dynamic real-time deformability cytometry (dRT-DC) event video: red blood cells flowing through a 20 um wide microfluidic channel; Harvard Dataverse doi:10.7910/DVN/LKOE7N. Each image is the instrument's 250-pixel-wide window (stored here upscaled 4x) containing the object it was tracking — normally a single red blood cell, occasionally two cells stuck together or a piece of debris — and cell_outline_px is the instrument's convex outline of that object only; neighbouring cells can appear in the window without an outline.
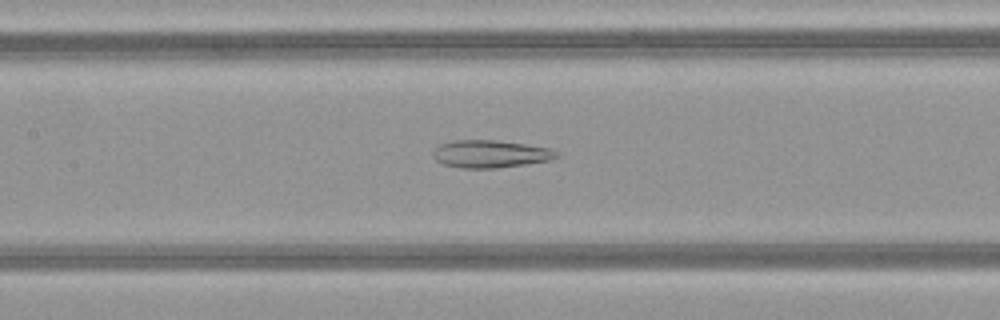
{"species": "common noctule bat (a hibernating species)", "species_latin": "Nyctalus noctula", "temperature_condition": "warm", "stored_images_in_passage": 48, "camera_frame_rate_fps": 3000, "um_per_image_px": 0.085, "animal": {"sex": "female", "body_mass_g": 21.9}, "frame": {"image": 1, "passage_image": 22, "time_ms": 7.0, "image_size_px": [1000, 320], "cell_outline_px": [[560, 156], [552, 160], [496, 168], [460, 168], [444, 164], [436, 160], [432, 156], [432, 152], [440, 144], [452, 140], [496, 140], [524, 144], [548, 148], [560, 152]], "centroid_in_image_um": [41.69, 13.08], "position_along_channel_um": 165.7, "area_um2": 19.88}}
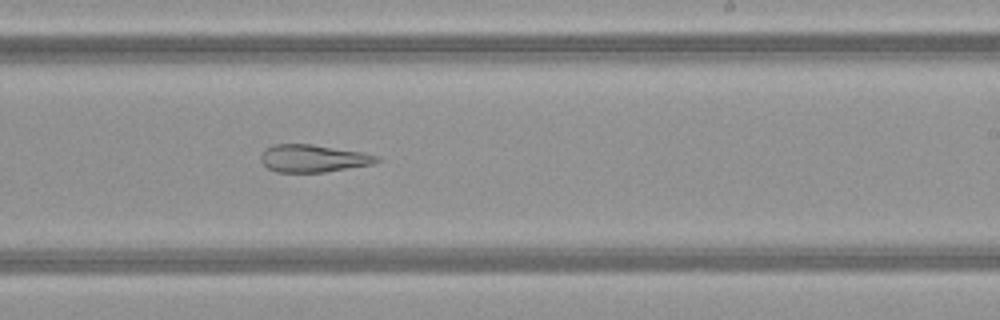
{"frame": {"image": 2, "passage_image": 29, "time_ms": 9.333, "image_size_px": [1000, 320], "cell_outline_px": [[380, 160], [372, 164], [324, 172], [276, 172], [268, 168], [260, 160], [260, 156], [264, 148], [272, 144], [312, 144], [360, 152], [380, 156]], "centroid_in_image_um": [26.57, 13.46], "position_along_channel_um": 262.4, "area_um2": 18.55}}
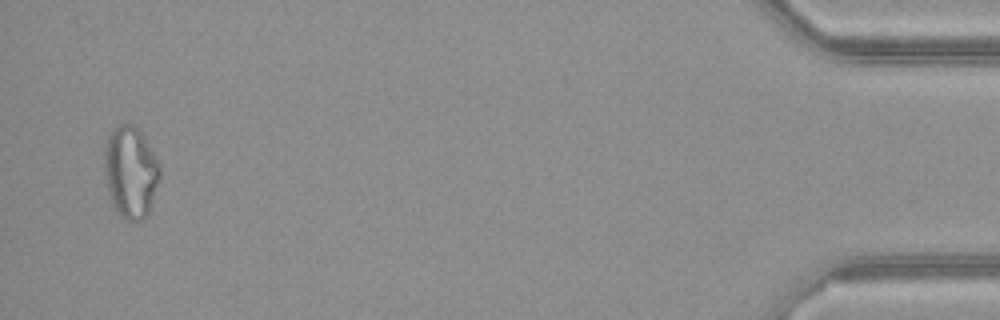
{"frame": {"image": 3, "passage_image": 47, "time_ms": 15.333, "image_size_px": [1000, 320], "cell_outline_px": [[160, 180], [148, 216], [144, 220], [124, 220], [120, 216], [112, 204], [108, 192], [104, 172], [104, 152], [108, 136], [112, 128], [120, 124], [132, 124], [140, 128], [160, 164]], "centroid_in_image_um": [11.12, 14.63], "position_along_channel_um": 424.1, "area_um2": 30.29}, "authors_computed_cell_mechanics": {"area_um2": 26.0678, "velocity_mm_per_s": 4.158, "shape_relaxation_time_tau1_ms": null, "shape_relaxation_time_tau2_ms": 2.9812, "deformation_change_tau1": null, "deformation_change_tau2": 0.137}}